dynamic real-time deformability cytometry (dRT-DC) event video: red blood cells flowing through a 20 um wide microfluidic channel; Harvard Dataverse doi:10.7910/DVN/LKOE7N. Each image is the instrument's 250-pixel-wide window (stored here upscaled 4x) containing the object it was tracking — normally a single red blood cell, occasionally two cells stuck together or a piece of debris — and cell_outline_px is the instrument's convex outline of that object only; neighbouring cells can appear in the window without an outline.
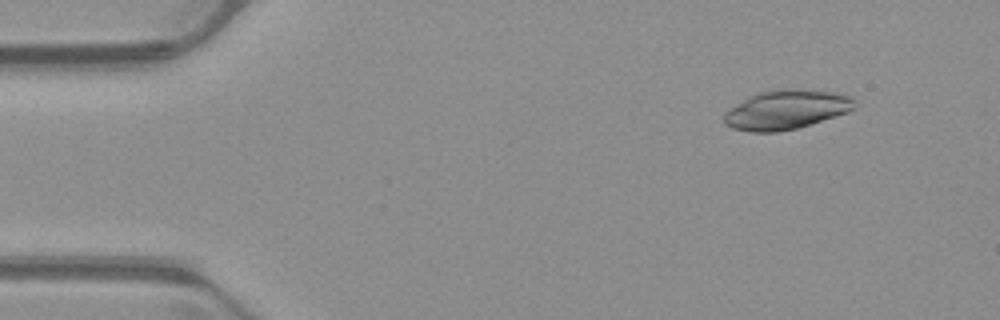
{"species": "common noctule bat (a hibernating species)", "species_latin": "Nyctalus noctula", "temperature_condition": "warm", "stored_images_in_passage": 48, "segment_of_instrument_passage": [1, 2], "camera_frame_rate_fps": 3000, "um_per_image_px": 0.085, "animal": {"sex": "male", "body_mass_g": 23.1, "forearm_length_mm": 52.7}, "frame": {"image": 1, "passage_image": 6, "time_ms": 1.667, "image_size_px": [1000, 320], "cell_outline_px": [[840, 112], [792, 128], [740, 128], [740, 124], [764, 96], [780, 92], [808, 92], [836, 96]], "centroid_in_image_um": [67.18, 9.36], "position_along_channel_um": 17.8, "area_um2": 19.13}}
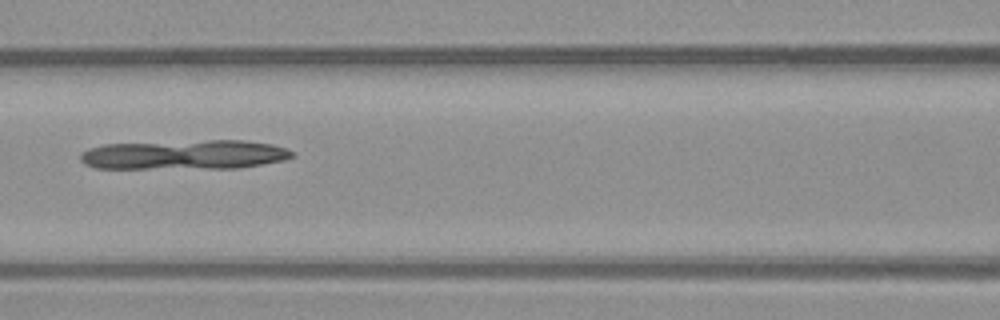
{"frame": {"image": 2, "passage_image": 23, "time_ms": 7.333, "image_size_px": [1000, 320], "cell_outline_px": [[288, 156], [272, 160], [252, 164], [128, 168], [116, 168], [92, 164], [84, 156], [88, 152], [104, 148], [128, 144], [260, 144], [276, 148], [288, 152]], "centroid_in_image_um": [15.52, 13.19], "position_along_channel_um": 151.1, "area_um2": 28.67}}
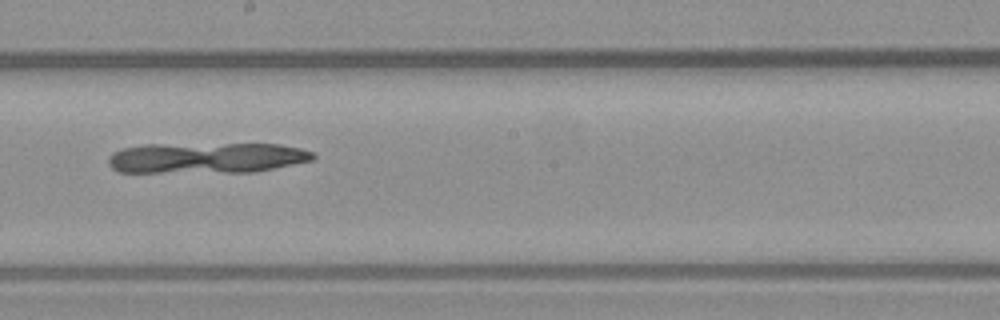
{"frame": {"image": 3, "passage_image": 29, "time_ms": 9.333, "image_size_px": [1000, 320], "cell_outline_px": [[312, 156], [304, 160], [264, 168], [136, 172], [120, 168], [112, 160], [116, 156], [124, 152], [140, 148], [248, 144], [264, 144], [288, 148], [308, 152]], "centroid_in_image_um": [17.66, 13.41], "position_along_channel_um": 230.5, "area_um2": 30.06}}